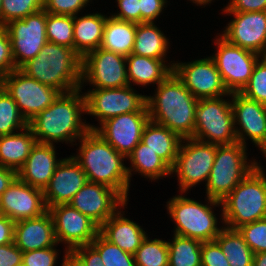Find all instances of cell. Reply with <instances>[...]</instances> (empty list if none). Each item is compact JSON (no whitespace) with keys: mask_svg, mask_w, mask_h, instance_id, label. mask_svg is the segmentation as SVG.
I'll use <instances>...</instances> for the list:
<instances>
[{"mask_svg":"<svg viewBox=\"0 0 266 266\" xmlns=\"http://www.w3.org/2000/svg\"><path fill=\"white\" fill-rule=\"evenodd\" d=\"M81 88L60 93L53 103L28 122L37 143H72L83 137L93 125L82 122L86 101Z\"/></svg>","mask_w":266,"mask_h":266,"instance_id":"cell-1","label":"cell"},{"mask_svg":"<svg viewBox=\"0 0 266 266\" xmlns=\"http://www.w3.org/2000/svg\"><path fill=\"white\" fill-rule=\"evenodd\" d=\"M197 103L198 99L174 72L157 85L154 96H146L150 120L167 127L182 139L193 136Z\"/></svg>","mask_w":266,"mask_h":266,"instance_id":"cell-2","label":"cell"},{"mask_svg":"<svg viewBox=\"0 0 266 266\" xmlns=\"http://www.w3.org/2000/svg\"><path fill=\"white\" fill-rule=\"evenodd\" d=\"M79 155L72 156L85 172L87 180L116 190L126 201L130 180L123 154L117 152L95 130L80 139Z\"/></svg>","mask_w":266,"mask_h":266,"instance_id":"cell-3","label":"cell"},{"mask_svg":"<svg viewBox=\"0 0 266 266\" xmlns=\"http://www.w3.org/2000/svg\"><path fill=\"white\" fill-rule=\"evenodd\" d=\"M82 58L62 45L47 42L38 55L19 69L42 84L67 93L82 88Z\"/></svg>","mask_w":266,"mask_h":266,"instance_id":"cell-4","label":"cell"},{"mask_svg":"<svg viewBox=\"0 0 266 266\" xmlns=\"http://www.w3.org/2000/svg\"><path fill=\"white\" fill-rule=\"evenodd\" d=\"M258 165L221 202L222 220L226 227L242 225L266 218V175Z\"/></svg>","mask_w":266,"mask_h":266,"instance_id":"cell-5","label":"cell"},{"mask_svg":"<svg viewBox=\"0 0 266 266\" xmlns=\"http://www.w3.org/2000/svg\"><path fill=\"white\" fill-rule=\"evenodd\" d=\"M207 200L208 204L205 205L185 196L177 195L167 202V211L176 224L175 235L201 242L215 241L222 228L217 226V217H215L211 207L222 204L208 197Z\"/></svg>","mask_w":266,"mask_h":266,"instance_id":"cell-6","label":"cell"},{"mask_svg":"<svg viewBox=\"0 0 266 266\" xmlns=\"http://www.w3.org/2000/svg\"><path fill=\"white\" fill-rule=\"evenodd\" d=\"M247 148L240 142L217 145L214 164L206 186L207 197L222 202L259 163L247 162Z\"/></svg>","mask_w":266,"mask_h":266,"instance_id":"cell-7","label":"cell"},{"mask_svg":"<svg viewBox=\"0 0 266 266\" xmlns=\"http://www.w3.org/2000/svg\"><path fill=\"white\" fill-rule=\"evenodd\" d=\"M223 97L198 99L195 129L191 138L216 145L238 142L232 104L231 101L222 99Z\"/></svg>","mask_w":266,"mask_h":266,"instance_id":"cell-8","label":"cell"},{"mask_svg":"<svg viewBox=\"0 0 266 266\" xmlns=\"http://www.w3.org/2000/svg\"><path fill=\"white\" fill-rule=\"evenodd\" d=\"M216 150V144L194 138L182 139L175 164L171 168L172 174H177L181 193H185L199 182L205 181L207 184Z\"/></svg>","mask_w":266,"mask_h":266,"instance_id":"cell-9","label":"cell"},{"mask_svg":"<svg viewBox=\"0 0 266 266\" xmlns=\"http://www.w3.org/2000/svg\"><path fill=\"white\" fill-rule=\"evenodd\" d=\"M0 85L16 102L27 123L50 106L60 92L15 69L0 80Z\"/></svg>","mask_w":266,"mask_h":266,"instance_id":"cell-10","label":"cell"},{"mask_svg":"<svg viewBox=\"0 0 266 266\" xmlns=\"http://www.w3.org/2000/svg\"><path fill=\"white\" fill-rule=\"evenodd\" d=\"M132 85L119 88H94L85 92L86 113L106 120L131 112H148L146 96L135 93Z\"/></svg>","mask_w":266,"mask_h":266,"instance_id":"cell-11","label":"cell"},{"mask_svg":"<svg viewBox=\"0 0 266 266\" xmlns=\"http://www.w3.org/2000/svg\"><path fill=\"white\" fill-rule=\"evenodd\" d=\"M215 40L217 53L210 56L229 93L241 92L248 84L253 69L262 56L229 43L221 35Z\"/></svg>","mask_w":266,"mask_h":266,"instance_id":"cell-12","label":"cell"},{"mask_svg":"<svg viewBox=\"0 0 266 266\" xmlns=\"http://www.w3.org/2000/svg\"><path fill=\"white\" fill-rule=\"evenodd\" d=\"M4 27L10 37L16 69L35 58L48 42L46 36V11L44 9L28 15L24 19L13 20Z\"/></svg>","mask_w":266,"mask_h":266,"instance_id":"cell-13","label":"cell"},{"mask_svg":"<svg viewBox=\"0 0 266 266\" xmlns=\"http://www.w3.org/2000/svg\"><path fill=\"white\" fill-rule=\"evenodd\" d=\"M126 57L98 48L82 58L81 83L95 88H119L129 85Z\"/></svg>","mask_w":266,"mask_h":266,"instance_id":"cell-14","label":"cell"},{"mask_svg":"<svg viewBox=\"0 0 266 266\" xmlns=\"http://www.w3.org/2000/svg\"><path fill=\"white\" fill-rule=\"evenodd\" d=\"M51 214L57 243H65V251L91 244L99 234L100 227L70 204L48 208Z\"/></svg>","mask_w":266,"mask_h":266,"instance_id":"cell-15","label":"cell"},{"mask_svg":"<svg viewBox=\"0 0 266 266\" xmlns=\"http://www.w3.org/2000/svg\"><path fill=\"white\" fill-rule=\"evenodd\" d=\"M173 72L196 99L231 95L211 57L174 63Z\"/></svg>","mask_w":266,"mask_h":266,"instance_id":"cell-16","label":"cell"},{"mask_svg":"<svg viewBox=\"0 0 266 266\" xmlns=\"http://www.w3.org/2000/svg\"><path fill=\"white\" fill-rule=\"evenodd\" d=\"M235 133L238 142L246 146V137L266 155V105L245 97L240 92L231 93Z\"/></svg>","mask_w":266,"mask_h":266,"instance_id":"cell-17","label":"cell"},{"mask_svg":"<svg viewBox=\"0 0 266 266\" xmlns=\"http://www.w3.org/2000/svg\"><path fill=\"white\" fill-rule=\"evenodd\" d=\"M69 204L100 227L118 209L127 206V201L116 190L88 181Z\"/></svg>","mask_w":266,"mask_h":266,"instance_id":"cell-18","label":"cell"},{"mask_svg":"<svg viewBox=\"0 0 266 266\" xmlns=\"http://www.w3.org/2000/svg\"><path fill=\"white\" fill-rule=\"evenodd\" d=\"M149 119V112H131L110 118L101 127L93 126L92 130L127 157L141 141L144 126Z\"/></svg>","mask_w":266,"mask_h":266,"instance_id":"cell-19","label":"cell"},{"mask_svg":"<svg viewBox=\"0 0 266 266\" xmlns=\"http://www.w3.org/2000/svg\"><path fill=\"white\" fill-rule=\"evenodd\" d=\"M234 18L221 35L229 43L266 56V11L226 12Z\"/></svg>","mask_w":266,"mask_h":266,"instance_id":"cell-20","label":"cell"},{"mask_svg":"<svg viewBox=\"0 0 266 266\" xmlns=\"http://www.w3.org/2000/svg\"><path fill=\"white\" fill-rule=\"evenodd\" d=\"M47 211L43 191L24 183L18 177L0 196V214L14 222L37 218Z\"/></svg>","mask_w":266,"mask_h":266,"instance_id":"cell-21","label":"cell"},{"mask_svg":"<svg viewBox=\"0 0 266 266\" xmlns=\"http://www.w3.org/2000/svg\"><path fill=\"white\" fill-rule=\"evenodd\" d=\"M87 182L85 172L72 156L62 159L43 191L47 209L60 204H69Z\"/></svg>","mask_w":266,"mask_h":266,"instance_id":"cell-22","label":"cell"},{"mask_svg":"<svg viewBox=\"0 0 266 266\" xmlns=\"http://www.w3.org/2000/svg\"><path fill=\"white\" fill-rule=\"evenodd\" d=\"M55 145L36 143L26 162L17 171V177L28 185L44 191L58 164Z\"/></svg>","mask_w":266,"mask_h":266,"instance_id":"cell-23","label":"cell"},{"mask_svg":"<svg viewBox=\"0 0 266 266\" xmlns=\"http://www.w3.org/2000/svg\"><path fill=\"white\" fill-rule=\"evenodd\" d=\"M13 242L23 253L56 246L51 214L47 211L37 218L15 222Z\"/></svg>","mask_w":266,"mask_h":266,"instance_id":"cell-24","label":"cell"},{"mask_svg":"<svg viewBox=\"0 0 266 266\" xmlns=\"http://www.w3.org/2000/svg\"><path fill=\"white\" fill-rule=\"evenodd\" d=\"M123 215L118 209L100 226L99 233L123 251L134 254L147 235L141 226Z\"/></svg>","mask_w":266,"mask_h":266,"instance_id":"cell-25","label":"cell"},{"mask_svg":"<svg viewBox=\"0 0 266 266\" xmlns=\"http://www.w3.org/2000/svg\"><path fill=\"white\" fill-rule=\"evenodd\" d=\"M107 18L101 13H92L81 17L74 16V51L81 58L100 48Z\"/></svg>","mask_w":266,"mask_h":266,"instance_id":"cell-26","label":"cell"},{"mask_svg":"<svg viewBox=\"0 0 266 266\" xmlns=\"http://www.w3.org/2000/svg\"><path fill=\"white\" fill-rule=\"evenodd\" d=\"M164 60L139 56L132 53L126 56V71L129 85L132 83L142 86L151 83L158 85L164 81L173 72L174 66V63L171 66L166 65Z\"/></svg>","mask_w":266,"mask_h":266,"instance_id":"cell-27","label":"cell"},{"mask_svg":"<svg viewBox=\"0 0 266 266\" xmlns=\"http://www.w3.org/2000/svg\"><path fill=\"white\" fill-rule=\"evenodd\" d=\"M36 143L37 140L29 126L17 133L1 135L0 166L17 172L26 162Z\"/></svg>","mask_w":266,"mask_h":266,"instance_id":"cell-28","label":"cell"},{"mask_svg":"<svg viewBox=\"0 0 266 266\" xmlns=\"http://www.w3.org/2000/svg\"><path fill=\"white\" fill-rule=\"evenodd\" d=\"M141 141L171 168L174 166L182 141L177 133L149 119L144 126Z\"/></svg>","mask_w":266,"mask_h":266,"instance_id":"cell-29","label":"cell"},{"mask_svg":"<svg viewBox=\"0 0 266 266\" xmlns=\"http://www.w3.org/2000/svg\"><path fill=\"white\" fill-rule=\"evenodd\" d=\"M137 23L127 22L109 16L104 26L100 48L129 56L134 47Z\"/></svg>","mask_w":266,"mask_h":266,"instance_id":"cell-30","label":"cell"},{"mask_svg":"<svg viewBox=\"0 0 266 266\" xmlns=\"http://www.w3.org/2000/svg\"><path fill=\"white\" fill-rule=\"evenodd\" d=\"M168 40L154 22L139 23L136 28L132 54L153 59H165L169 48Z\"/></svg>","mask_w":266,"mask_h":266,"instance_id":"cell-31","label":"cell"},{"mask_svg":"<svg viewBox=\"0 0 266 266\" xmlns=\"http://www.w3.org/2000/svg\"><path fill=\"white\" fill-rule=\"evenodd\" d=\"M130 159L131 168L127 167L129 180L132 171L138 172L149 180H157L167 175H172L171 167L162 160L155 152L140 141L133 151L126 157Z\"/></svg>","mask_w":266,"mask_h":266,"instance_id":"cell-32","label":"cell"},{"mask_svg":"<svg viewBox=\"0 0 266 266\" xmlns=\"http://www.w3.org/2000/svg\"><path fill=\"white\" fill-rule=\"evenodd\" d=\"M215 241L221 247L230 266H253L254 252L238 229L223 226Z\"/></svg>","mask_w":266,"mask_h":266,"instance_id":"cell-33","label":"cell"},{"mask_svg":"<svg viewBox=\"0 0 266 266\" xmlns=\"http://www.w3.org/2000/svg\"><path fill=\"white\" fill-rule=\"evenodd\" d=\"M167 243L168 266H201V241L174 234Z\"/></svg>","mask_w":266,"mask_h":266,"instance_id":"cell-34","label":"cell"},{"mask_svg":"<svg viewBox=\"0 0 266 266\" xmlns=\"http://www.w3.org/2000/svg\"><path fill=\"white\" fill-rule=\"evenodd\" d=\"M74 16L46 12V36L48 42L74 49Z\"/></svg>","mask_w":266,"mask_h":266,"instance_id":"cell-35","label":"cell"},{"mask_svg":"<svg viewBox=\"0 0 266 266\" xmlns=\"http://www.w3.org/2000/svg\"><path fill=\"white\" fill-rule=\"evenodd\" d=\"M28 126L20 114L16 102L0 85V136L15 133Z\"/></svg>","mask_w":266,"mask_h":266,"instance_id":"cell-36","label":"cell"},{"mask_svg":"<svg viewBox=\"0 0 266 266\" xmlns=\"http://www.w3.org/2000/svg\"><path fill=\"white\" fill-rule=\"evenodd\" d=\"M133 256L136 266H168V243L147 236Z\"/></svg>","mask_w":266,"mask_h":266,"instance_id":"cell-37","label":"cell"},{"mask_svg":"<svg viewBox=\"0 0 266 266\" xmlns=\"http://www.w3.org/2000/svg\"><path fill=\"white\" fill-rule=\"evenodd\" d=\"M91 245L99 252L104 266H136L133 254L110 243L100 233Z\"/></svg>","mask_w":266,"mask_h":266,"instance_id":"cell-38","label":"cell"},{"mask_svg":"<svg viewBox=\"0 0 266 266\" xmlns=\"http://www.w3.org/2000/svg\"><path fill=\"white\" fill-rule=\"evenodd\" d=\"M43 9V0H2L1 26Z\"/></svg>","mask_w":266,"mask_h":266,"instance_id":"cell-39","label":"cell"},{"mask_svg":"<svg viewBox=\"0 0 266 266\" xmlns=\"http://www.w3.org/2000/svg\"><path fill=\"white\" fill-rule=\"evenodd\" d=\"M260 59L254 66L248 84L240 93L249 99L266 105V56Z\"/></svg>","mask_w":266,"mask_h":266,"instance_id":"cell-40","label":"cell"},{"mask_svg":"<svg viewBox=\"0 0 266 266\" xmlns=\"http://www.w3.org/2000/svg\"><path fill=\"white\" fill-rule=\"evenodd\" d=\"M238 231L254 254L266 252V218L242 225Z\"/></svg>","mask_w":266,"mask_h":266,"instance_id":"cell-41","label":"cell"},{"mask_svg":"<svg viewBox=\"0 0 266 266\" xmlns=\"http://www.w3.org/2000/svg\"><path fill=\"white\" fill-rule=\"evenodd\" d=\"M91 0H43L47 13L75 16Z\"/></svg>","mask_w":266,"mask_h":266,"instance_id":"cell-42","label":"cell"},{"mask_svg":"<svg viewBox=\"0 0 266 266\" xmlns=\"http://www.w3.org/2000/svg\"><path fill=\"white\" fill-rule=\"evenodd\" d=\"M56 246L40 250H31L22 254L23 266H55L58 259Z\"/></svg>","mask_w":266,"mask_h":266,"instance_id":"cell-43","label":"cell"},{"mask_svg":"<svg viewBox=\"0 0 266 266\" xmlns=\"http://www.w3.org/2000/svg\"><path fill=\"white\" fill-rule=\"evenodd\" d=\"M15 69L9 34L0 26V80Z\"/></svg>","mask_w":266,"mask_h":266,"instance_id":"cell-44","label":"cell"},{"mask_svg":"<svg viewBox=\"0 0 266 266\" xmlns=\"http://www.w3.org/2000/svg\"><path fill=\"white\" fill-rule=\"evenodd\" d=\"M201 266H230L216 241L202 242Z\"/></svg>","mask_w":266,"mask_h":266,"instance_id":"cell-45","label":"cell"},{"mask_svg":"<svg viewBox=\"0 0 266 266\" xmlns=\"http://www.w3.org/2000/svg\"><path fill=\"white\" fill-rule=\"evenodd\" d=\"M120 12L112 17L127 22L140 23V0H117Z\"/></svg>","mask_w":266,"mask_h":266,"instance_id":"cell-46","label":"cell"},{"mask_svg":"<svg viewBox=\"0 0 266 266\" xmlns=\"http://www.w3.org/2000/svg\"><path fill=\"white\" fill-rule=\"evenodd\" d=\"M167 0H140V23L154 22Z\"/></svg>","mask_w":266,"mask_h":266,"instance_id":"cell-47","label":"cell"},{"mask_svg":"<svg viewBox=\"0 0 266 266\" xmlns=\"http://www.w3.org/2000/svg\"><path fill=\"white\" fill-rule=\"evenodd\" d=\"M266 11V0H231L223 12Z\"/></svg>","mask_w":266,"mask_h":266,"instance_id":"cell-48","label":"cell"},{"mask_svg":"<svg viewBox=\"0 0 266 266\" xmlns=\"http://www.w3.org/2000/svg\"><path fill=\"white\" fill-rule=\"evenodd\" d=\"M22 254L14 242L0 245V266H21Z\"/></svg>","mask_w":266,"mask_h":266,"instance_id":"cell-49","label":"cell"},{"mask_svg":"<svg viewBox=\"0 0 266 266\" xmlns=\"http://www.w3.org/2000/svg\"><path fill=\"white\" fill-rule=\"evenodd\" d=\"M72 252L83 262L84 266H104L99 252L91 244L77 247Z\"/></svg>","mask_w":266,"mask_h":266,"instance_id":"cell-50","label":"cell"},{"mask_svg":"<svg viewBox=\"0 0 266 266\" xmlns=\"http://www.w3.org/2000/svg\"><path fill=\"white\" fill-rule=\"evenodd\" d=\"M15 222L0 214V245L10 244L14 241Z\"/></svg>","mask_w":266,"mask_h":266,"instance_id":"cell-51","label":"cell"},{"mask_svg":"<svg viewBox=\"0 0 266 266\" xmlns=\"http://www.w3.org/2000/svg\"><path fill=\"white\" fill-rule=\"evenodd\" d=\"M16 177L17 172L15 170L0 166V196L7 190Z\"/></svg>","mask_w":266,"mask_h":266,"instance_id":"cell-52","label":"cell"},{"mask_svg":"<svg viewBox=\"0 0 266 266\" xmlns=\"http://www.w3.org/2000/svg\"><path fill=\"white\" fill-rule=\"evenodd\" d=\"M61 266H84L83 262L72 252L66 251Z\"/></svg>","mask_w":266,"mask_h":266,"instance_id":"cell-53","label":"cell"},{"mask_svg":"<svg viewBox=\"0 0 266 266\" xmlns=\"http://www.w3.org/2000/svg\"><path fill=\"white\" fill-rule=\"evenodd\" d=\"M253 266H266V252L254 254Z\"/></svg>","mask_w":266,"mask_h":266,"instance_id":"cell-54","label":"cell"},{"mask_svg":"<svg viewBox=\"0 0 266 266\" xmlns=\"http://www.w3.org/2000/svg\"><path fill=\"white\" fill-rule=\"evenodd\" d=\"M190 1H193V3L197 4V6H199V5L209 4V3H211L212 0H190Z\"/></svg>","mask_w":266,"mask_h":266,"instance_id":"cell-55","label":"cell"},{"mask_svg":"<svg viewBox=\"0 0 266 266\" xmlns=\"http://www.w3.org/2000/svg\"><path fill=\"white\" fill-rule=\"evenodd\" d=\"M1 6H2V0H0V26H1Z\"/></svg>","mask_w":266,"mask_h":266,"instance_id":"cell-56","label":"cell"}]
</instances>
